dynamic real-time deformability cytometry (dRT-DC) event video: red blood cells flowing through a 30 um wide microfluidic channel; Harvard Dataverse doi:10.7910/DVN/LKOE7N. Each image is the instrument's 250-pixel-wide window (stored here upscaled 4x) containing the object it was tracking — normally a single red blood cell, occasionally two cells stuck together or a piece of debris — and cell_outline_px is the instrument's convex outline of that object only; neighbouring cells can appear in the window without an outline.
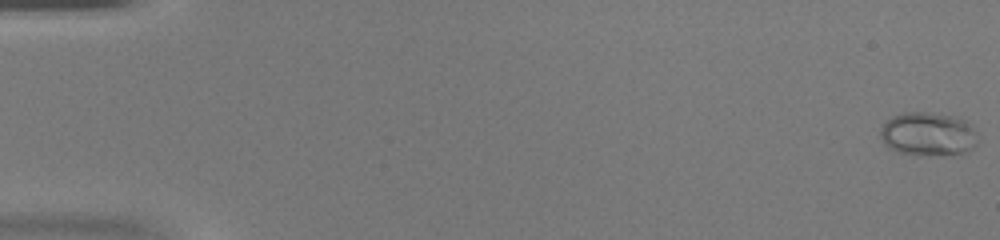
{"species": "common noctule bat (a hibernating species)", "species_latin": "Nyctalus noctula", "temperature_condition": "warm", "stored_images_in_passage": 48, "camera_frame_rate_fps": 3000, "um_per_image_px": 0.085, "animal": {"sex": "female", "body_mass_g": 20.0, "forearm_length_mm": 54.0}, "frame": {"image": 1, "passage_image": 1, "time_ms": 0.0, "image_size_px": [1000, 240], "cell_outline_px": [[976, 144], [968, 152], [928, 156], [900, 152], [888, 148], [884, 144], [880, 136], [880, 128], [892, 116], [904, 112], [928, 112], [960, 116], [972, 124], [976, 132]], "centroid_in_image_um": [78.91, 11.38], "position_along_channel_um": 6.1, "area_um2": 25.14}}
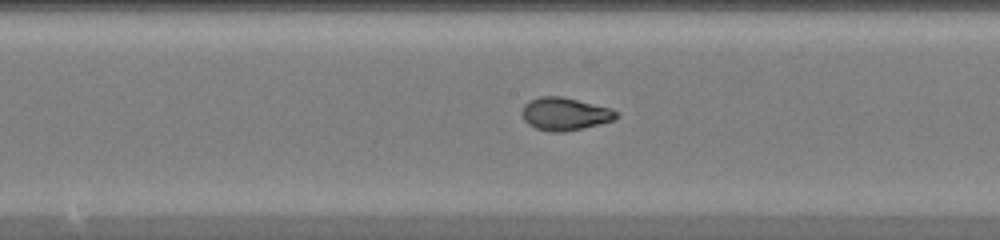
{"frame": {"image": 2, "passage_image": 26, "time_ms": 8.333, "image_size_px": [1000, 240], "cell_outline_px": [[616, 116], [612, 120], [584, 128], [564, 132], [552, 132], [536, 128], [528, 124], [524, 120], [520, 112], [524, 104], [528, 100], [540, 96], [560, 96], [612, 108], [616, 112]], "centroid_in_image_um": [47.95, 9.68], "position_along_channel_um": 200.3, "area_um2": 17.98}}
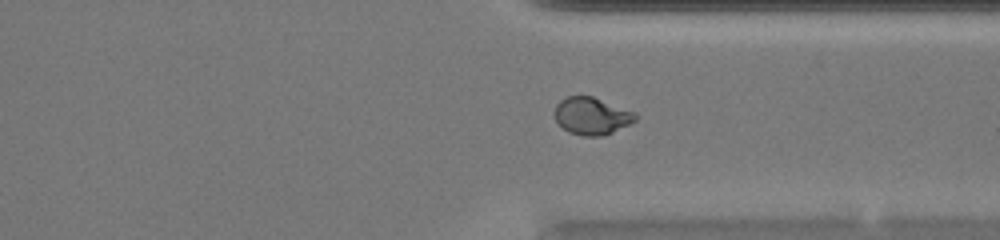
{"frame": {"image": 3, "passage_image": 37, "time_ms": 12.0, "image_size_px": [1000, 240], "cell_outline_px": [[640, 116], [636, 120], [604, 136], [584, 136], [568, 132], [556, 120], [552, 112], [556, 104], [560, 100], [568, 96], [592, 96], [636, 112]], "centroid_in_image_um": [50.29, 9.85], "position_along_channel_um": 361.1, "area_um2": 17.69}}